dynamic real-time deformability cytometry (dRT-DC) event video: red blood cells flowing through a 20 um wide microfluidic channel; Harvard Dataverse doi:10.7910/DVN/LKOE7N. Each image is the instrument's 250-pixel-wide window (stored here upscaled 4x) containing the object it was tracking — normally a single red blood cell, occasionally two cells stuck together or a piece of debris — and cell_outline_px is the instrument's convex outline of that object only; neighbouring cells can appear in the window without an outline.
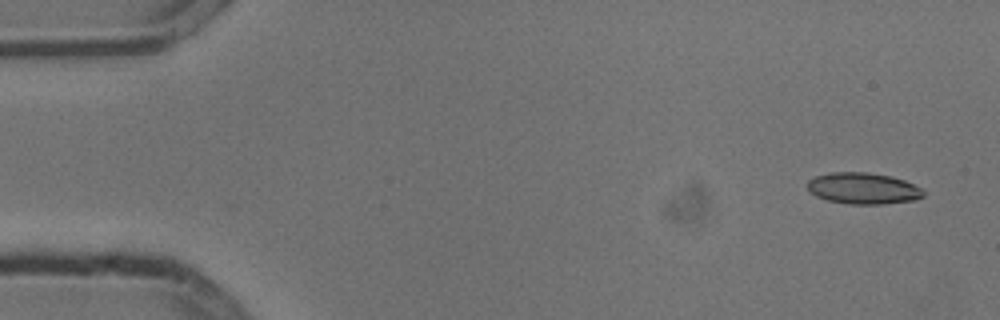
{"species": "common noctule bat (a hibernating species)", "species_latin": "Nyctalus noctula", "temperature_condition": "cold", "stored_images_in_passage": 4, "camera_frame_rate_fps": 3000, "um_per_image_px": 0.085, "animal": {"sex": "male", "body_mass_g": 13.3}, "frame": {"image": 1, "passage_image": 1, "time_ms": 0.0, "image_size_px": [1000, 320], "cell_outline_px": [[924, 196], [916, 200], [884, 204], [848, 204], [828, 200], [816, 196], [808, 192], [808, 180], [816, 176], [832, 172], [868, 172], [892, 176], [904, 180], [920, 188], [924, 192]], "centroid_in_image_um": [73.36, 16.01], "position_along_channel_um": 11.6, "area_um2": 21.27}}